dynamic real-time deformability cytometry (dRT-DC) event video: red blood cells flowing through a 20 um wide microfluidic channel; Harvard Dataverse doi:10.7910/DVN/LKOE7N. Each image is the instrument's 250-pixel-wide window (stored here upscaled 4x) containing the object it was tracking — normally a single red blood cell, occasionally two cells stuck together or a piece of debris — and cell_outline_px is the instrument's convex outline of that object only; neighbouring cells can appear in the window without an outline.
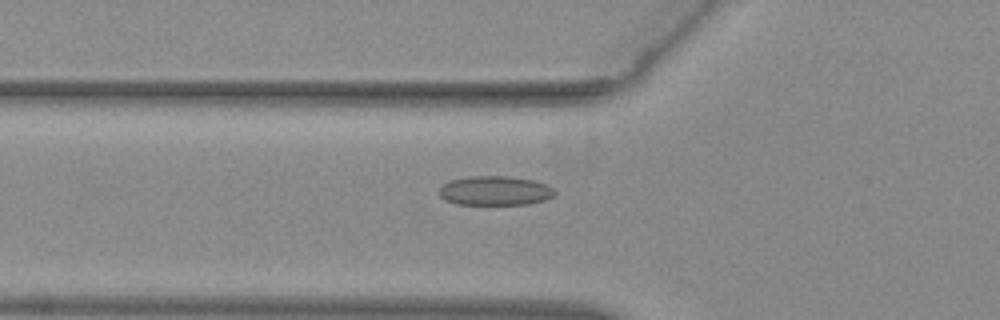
{"species": "common noctule bat (a hibernating species)", "species_latin": "Nyctalus noctula", "temperature_condition": "warm", "stored_images_in_passage": 19, "camera_frame_rate_fps": 3000, "um_per_image_px": 0.085, "animal": {"sex": "female", "body_mass_g": 29.2, "forearm_length_mm": 56.3}, "frame": {"image": 1, "passage_image": 6, "time_ms": 1.667, "image_size_px": [1000, 320], "cell_outline_px": [[556, 192], [552, 196], [544, 200], [528, 204], [456, 204], [440, 196], [440, 188], [444, 184], [452, 180], [468, 176], [508, 176], [532, 180], [548, 184], [556, 188]], "centroid_in_image_um": [42.13, 16.2], "position_along_channel_um": 83.7, "area_um2": 19.65}}
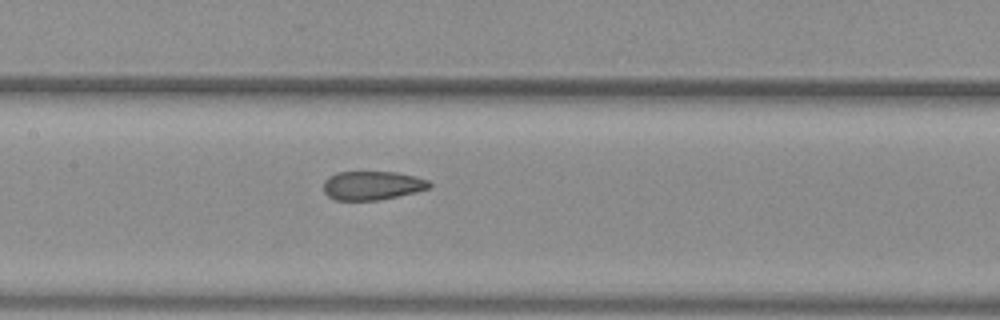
{"frame": {"image": 2, "passage_image": 13, "time_ms": 4.0, "image_size_px": [1000, 320], "cell_outline_px": [[432, 184], [428, 188], [416, 192], [380, 200], [336, 200], [328, 196], [324, 192], [324, 180], [328, 176], [336, 172], [396, 172], [416, 176], [428, 180]], "centroid_in_image_um": [31.63, 15.76], "position_along_channel_um": 175.8, "area_um2": 17.86}}
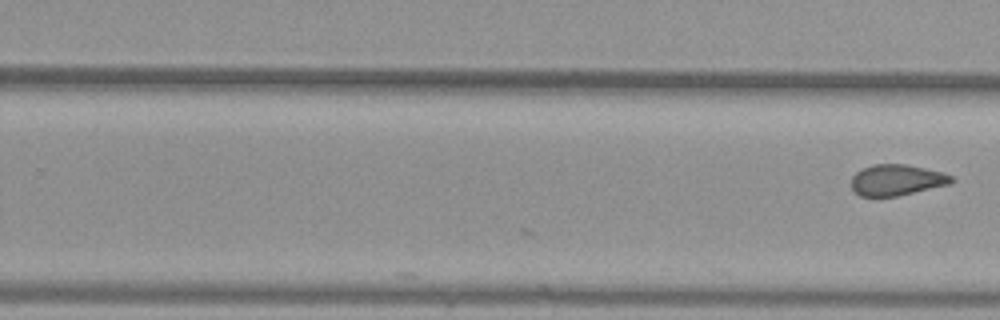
{"frame": {"image": 3, "passage_image": 19, "time_ms": 6.0, "image_size_px": [1000, 320], "cell_outline_px": [[956, 180], [948, 184], [896, 196], [860, 196], [852, 188], [852, 176], [856, 172], [872, 164], [904, 164], [944, 172], [952, 176]], "centroid_in_image_um": [76.22, 15.29], "position_along_channel_um": 253.6, "area_um2": 17.86}}